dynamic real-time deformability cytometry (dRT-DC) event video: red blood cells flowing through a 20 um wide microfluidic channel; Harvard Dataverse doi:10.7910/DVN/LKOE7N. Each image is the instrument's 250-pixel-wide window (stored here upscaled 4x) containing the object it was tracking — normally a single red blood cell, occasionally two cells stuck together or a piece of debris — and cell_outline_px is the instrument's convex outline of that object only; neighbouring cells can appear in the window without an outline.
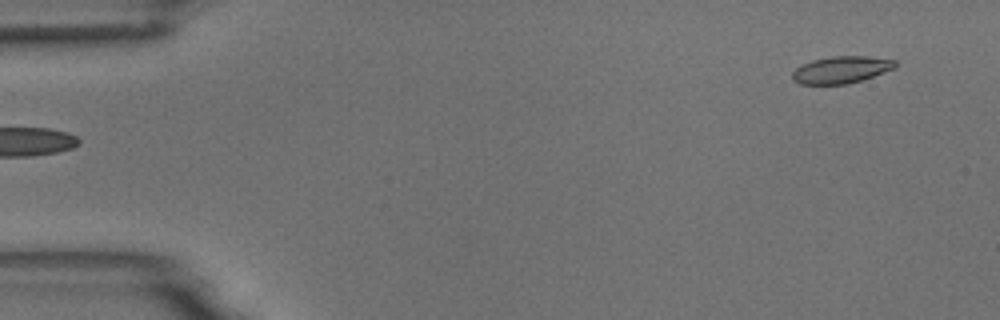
{"species": "common noctule bat (a hibernating species)", "species_latin": "Nyctalus noctula", "temperature_condition": "room temperature", "stored_images_in_passage": 8, "camera_frame_rate_fps": 3000, "um_per_image_px": 0.085, "animal": {"sex": "male", "body_mass_g": 18.8}, "frame": {"image": 1, "passage_image": 1, "time_ms": 0.0, "image_size_px": [1000, 320], "cell_outline_px": [[896, 68], [848, 84], [800, 84], [792, 80], [792, 72], [800, 64], [812, 60], [832, 56], [868, 56], [896, 60]], "centroid_in_image_um": [71.48, 5.92], "position_along_channel_um": 13.5, "area_um2": 16.24}}
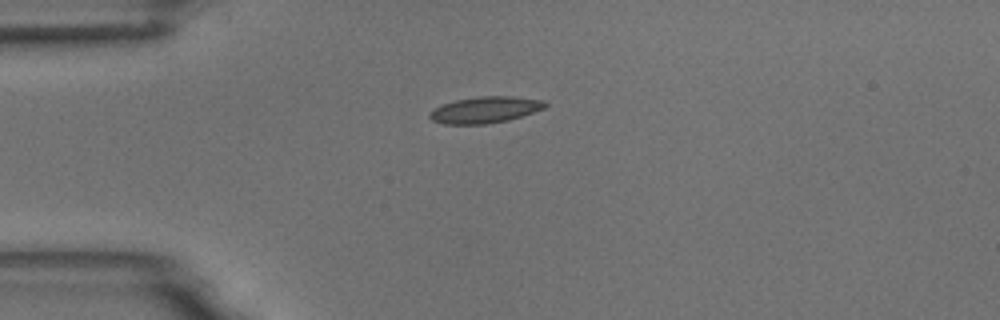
{"frame": {"image": 2, "passage_image": 4, "time_ms": 3.333, "image_size_px": [1000, 320], "cell_outline_px": [[548, 104], [544, 108], [508, 120], [484, 124], [444, 124], [432, 120], [428, 116], [428, 112], [444, 104], [456, 100], [480, 96], [512, 96], [544, 100]], "centroid_in_image_um": [41.23, 9.33], "position_along_channel_um": 43.8, "area_um2": 17.57}}